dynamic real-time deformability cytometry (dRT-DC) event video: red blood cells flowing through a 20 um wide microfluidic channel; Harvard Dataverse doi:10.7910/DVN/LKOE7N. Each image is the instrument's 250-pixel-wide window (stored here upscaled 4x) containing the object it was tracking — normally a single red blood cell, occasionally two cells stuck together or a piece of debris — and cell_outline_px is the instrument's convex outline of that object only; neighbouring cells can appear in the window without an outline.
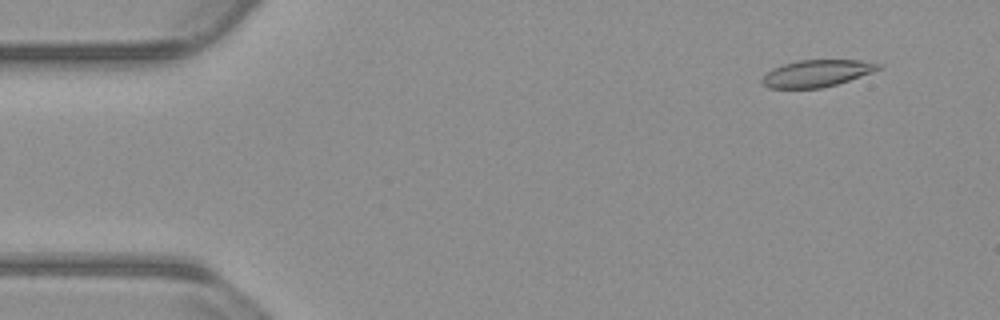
{"species": "common noctule bat (a hibernating species)", "species_latin": "Nyctalus noctula", "temperature_condition": "warm", "stored_images_in_passage": 51, "camera_frame_rate_fps": 3000, "um_per_image_px": 0.085, "animal": {"sex": "male", "body_mass_g": 23.1, "forearm_length_mm": 52.7}, "frame": {"image": 1, "passage_image": 2, "time_ms": 0.333, "image_size_px": [1000, 320], "cell_outline_px": [[884, 68], [836, 84], [820, 88], [768, 88], [760, 80], [772, 68], [784, 64], [800, 60], [860, 60], [884, 64]], "centroid_in_image_um": [69.46, 6.22], "position_along_channel_um": 15.5, "area_um2": 18.15}}
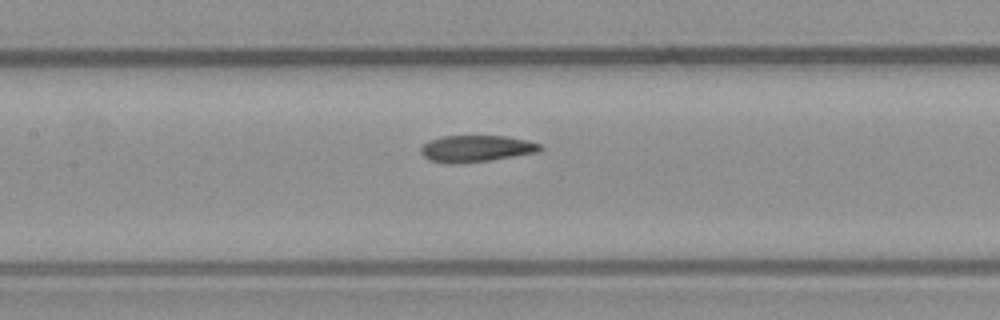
{"frame": {"image": 2, "passage_image": 22, "time_ms": 7.0, "image_size_px": [1000, 320], "cell_outline_px": [[544, 148], [540, 152], [488, 160], [428, 160], [420, 152], [420, 148], [428, 140], [444, 136], [504, 136], [528, 140], [540, 144]], "centroid_in_image_um": [40.56, 12.57], "position_along_channel_um": 166.8, "area_um2": 17.63}}
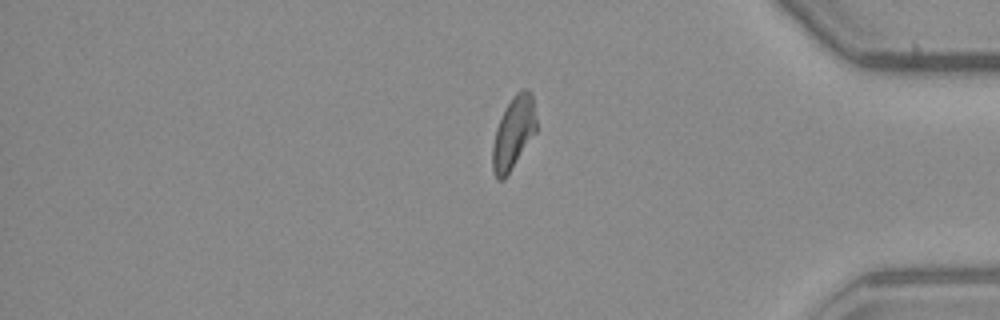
{"frame": {"image": 3, "passage_image": 42, "time_ms": 13.667, "image_size_px": [1000, 320], "cell_outline_px": [[536, 132], [504, 180], [496, 180], [492, 168], [492, 144], [496, 128], [504, 108], [516, 92], [520, 88], [528, 88], [532, 92], [536, 120]], "centroid_in_image_um": [43.63, 11.27], "position_along_channel_um": 391.6, "area_um2": 18.73}, "authors_computed_cell_mechanics": {"area_um2": 18.496, "velocity_mm_per_s": 3.8077, "shape_relaxation_time_tau1_ms": null, "shape_relaxation_time_tau2_ms": 4.7521, "deformation_change_tau1": null, "deformation_change_tau2": 0.1246}}